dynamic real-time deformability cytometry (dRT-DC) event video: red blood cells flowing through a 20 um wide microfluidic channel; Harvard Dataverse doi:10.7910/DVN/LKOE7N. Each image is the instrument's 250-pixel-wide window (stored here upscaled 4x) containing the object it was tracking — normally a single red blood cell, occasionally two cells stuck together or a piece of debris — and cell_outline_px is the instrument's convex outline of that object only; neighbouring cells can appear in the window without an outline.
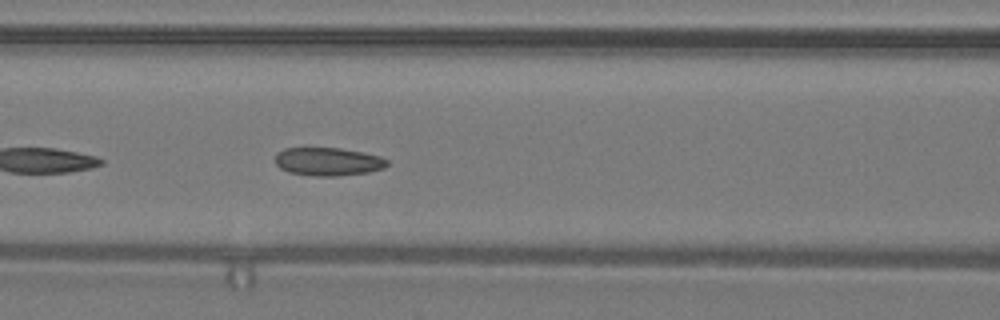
{"species": "common noctule bat (a hibernating species)", "species_latin": "Nyctalus noctula", "temperature_condition": "warm", "stored_images_in_passage": 48, "camera_frame_rate_fps": 3000, "um_per_image_px": 0.085, "animal": {"sex": "male", "body_mass_g": 19.2, "forearm_length_mm": 51.8}, "frame": {"image": 1, "passage_image": 21, "time_ms": 6.667, "image_size_px": [1000, 320], "cell_outline_px": [[388, 164], [384, 168], [368, 172], [340, 176], [316, 176], [288, 172], [280, 168], [276, 164], [276, 152], [284, 148], [340, 148], [364, 152], [380, 156], [388, 160]], "centroid_in_image_um": [27.89, 13.73], "position_along_channel_um": 138.7, "area_um2": 18.5}, "authors_computed_cell_mechanics": {"area_um2": 18.5538, "velocity_mm_per_s": 4.2985, "shape_relaxation_time_tau1_ms": 5.5571, "shape_relaxation_time_tau2_ms": 1.6731, "deformation_change_tau1": 0.1309, "deformation_change_tau2": 0.0834}}